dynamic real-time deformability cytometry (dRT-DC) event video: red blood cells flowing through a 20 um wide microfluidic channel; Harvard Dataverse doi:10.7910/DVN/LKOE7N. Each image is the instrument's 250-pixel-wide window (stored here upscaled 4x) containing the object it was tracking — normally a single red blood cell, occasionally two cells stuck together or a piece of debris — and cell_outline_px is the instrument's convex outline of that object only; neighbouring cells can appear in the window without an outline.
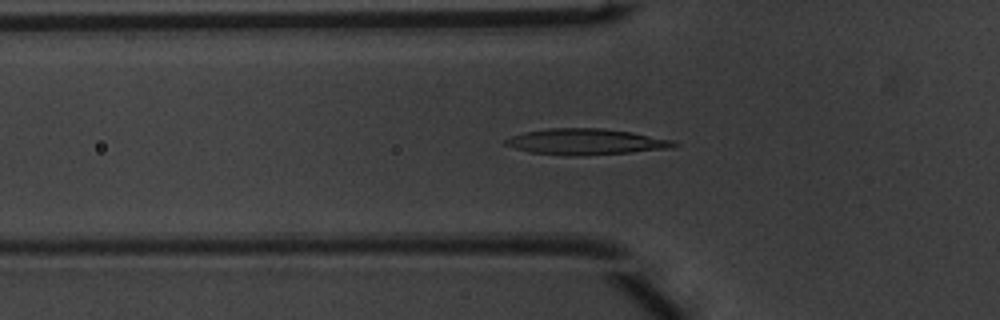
{"species": "common noctule bat (a hibernating species)", "species_latin": "Nyctalus noctula", "temperature_condition": "warm", "stored_images_in_passage": 49, "camera_frame_rate_fps": 3000, "um_per_image_px": 0.085, "animal": {"sex": "male", "body_mass_g": 20.1, "forearm_length_mm": 53.5}, "frame": {"image": 1, "passage_image": 16, "time_ms": 5.0, "image_size_px": [1000, 320], "cell_outline_px": [[680, 144], [672, 148], [628, 152], [532, 152], [516, 148], [504, 144], [504, 140], [512, 136], [524, 132], [548, 128], [600, 128], [632, 132], [676, 140]], "centroid_in_image_um": [49.9, 11.98], "position_along_channel_um": 75.9, "area_um2": 23.93}}
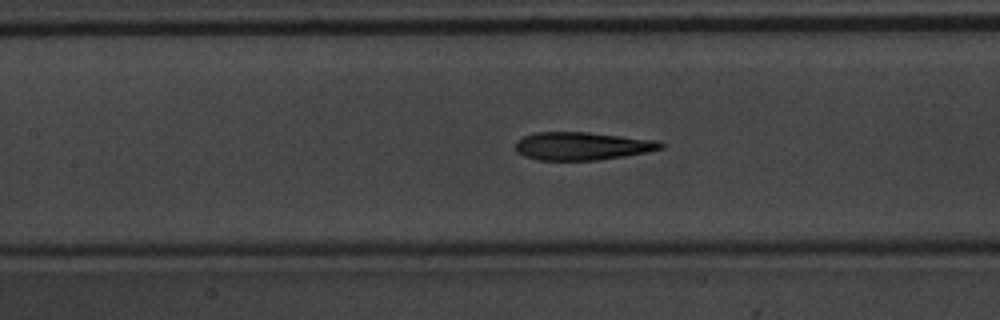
{"frame": {"image": 2, "passage_image": 22, "time_ms": 7.0, "image_size_px": [1000, 320], "cell_outline_px": [[664, 148], [648, 152], [624, 156], [596, 160], [540, 160], [524, 156], [516, 152], [516, 140], [524, 136], [536, 132], [588, 132], [656, 140], [664, 144]], "centroid_in_image_um": [49.47, 12.41], "position_along_channel_um": 157.9, "area_um2": 23.7}}
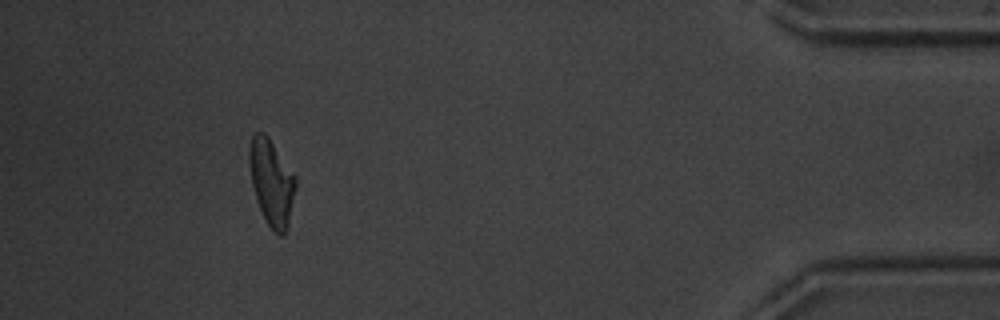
{"frame": {"image": 3, "passage_image": 45, "time_ms": 14.667, "image_size_px": [1000, 320], "cell_outline_px": [[296, 188], [288, 228], [284, 236], [280, 236], [268, 224], [260, 208], [252, 184], [248, 164], [248, 148], [252, 136], [256, 132], [264, 132], [268, 136], [296, 176]], "centroid_in_image_um": [23.09, 15.47], "position_along_channel_um": 412.1, "area_um2": 23.29}, "authors_computed_cell_mechanics": {"area_um2": 23.7558, "velocity_mm_per_s": 4.0464, "shape_relaxation_time_tau1_ms": 4.3309, "shape_relaxation_time_tau2_ms": 1.8813, "deformation_change_tau1": 0.2154, "deformation_change_tau2": 0.0952}}